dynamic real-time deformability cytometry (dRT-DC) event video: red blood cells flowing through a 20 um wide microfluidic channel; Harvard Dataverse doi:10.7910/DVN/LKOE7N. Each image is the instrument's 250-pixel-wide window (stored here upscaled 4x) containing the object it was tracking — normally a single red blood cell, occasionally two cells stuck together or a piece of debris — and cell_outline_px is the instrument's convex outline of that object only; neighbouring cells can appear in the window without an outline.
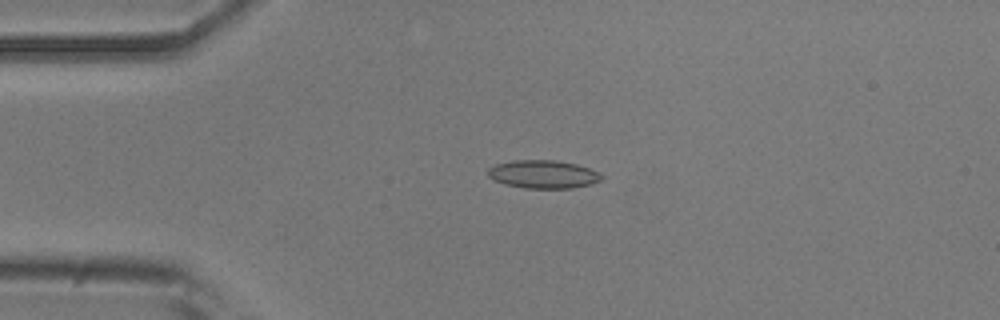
{"species": "common noctule bat (a hibernating species)", "species_latin": "Nyctalus noctula", "temperature_condition": "room temperature", "stored_images_in_passage": 42, "camera_frame_rate_fps": 3000, "um_per_image_px": 0.085, "animal": {"sex": "male", "body_mass_g": 20.5, "forearm_length_mm": 52.5}, "frame": {"image": 1, "passage_image": 1, "time_ms": 0.0, "image_size_px": [1000, 320], "cell_outline_px": [[604, 176], [600, 180], [592, 184], [572, 188], [524, 188], [504, 184], [492, 180], [488, 176], [488, 168], [496, 164], [512, 160], [556, 160], [576, 164], [600, 172]], "centroid_in_image_um": [46.16, 14.81], "position_along_channel_um": 38.8, "area_um2": 18.79}}
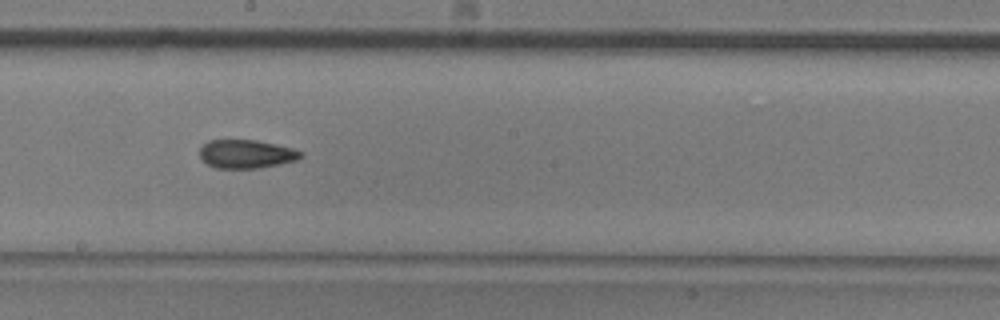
{"frame": {"image": 2, "passage_image": 18, "time_ms": 5.667, "image_size_px": [1000, 320], "cell_outline_px": [[304, 156], [296, 160], [260, 168], [216, 168], [200, 160], [200, 148], [208, 140], [256, 140], [276, 144], [292, 148], [304, 152]], "centroid_in_image_um": [20.94, 13.09], "position_along_channel_um": 227.3, "area_um2": 16.88}}
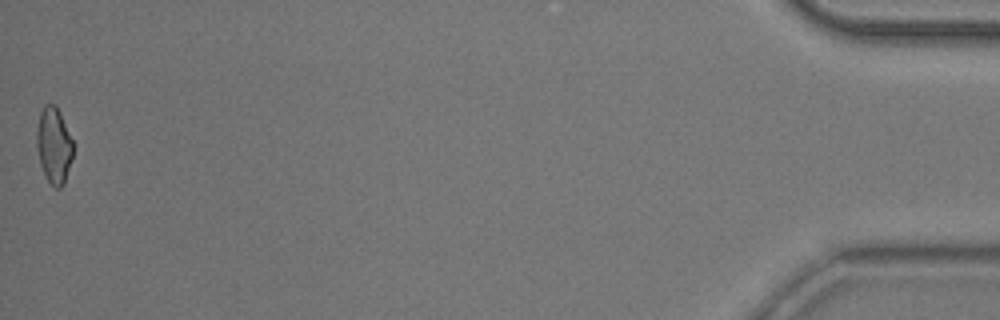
{"frame": {"image": 3, "passage_image": 42, "time_ms": 13.667, "image_size_px": [1000, 320], "cell_outline_px": [[72, 156], [64, 184], [60, 188], [56, 188], [48, 180], [40, 164], [36, 148], [36, 132], [40, 112], [44, 104], [56, 104], [60, 112], [72, 140]], "centroid_in_image_um": [4.56, 12.32], "position_along_channel_um": 430.6, "area_um2": 16.01}, "authors_computed_cell_mechanics": {"area_um2": 16.8776, "velocity_mm_per_s": 3.7736, "shape_relaxation_time_tau1_ms": null, "shape_relaxation_time_tau2_ms": 3.754, "deformation_change_tau1": null, "deformation_change_tau2": 0.1097}}